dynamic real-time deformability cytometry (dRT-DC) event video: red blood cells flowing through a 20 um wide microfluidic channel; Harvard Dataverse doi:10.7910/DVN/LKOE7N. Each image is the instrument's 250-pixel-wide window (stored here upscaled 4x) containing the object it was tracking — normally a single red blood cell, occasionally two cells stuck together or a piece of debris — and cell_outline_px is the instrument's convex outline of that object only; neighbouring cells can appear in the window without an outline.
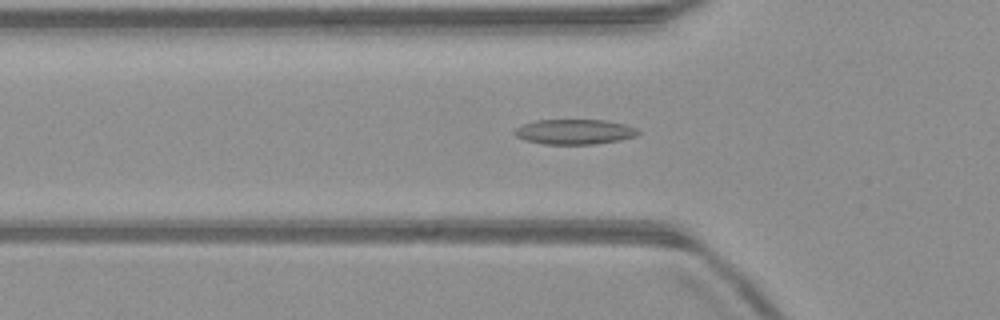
{"species": "common noctule bat (a hibernating species)", "species_latin": "Nyctalus noctula", "temperature_condition": "warm", "stored_images_in_passage": 47, "camera_frame_rate_fps": 3000, "um_per_image_px": 0.085, "animal": {"sex": "male", "body_mass_g": 23.1, "forearm_length_mm": 52.7}, "frame": {"image": 1, "passage_image": 17, "time_ms": 5.333, "image_size_px": [1000, 320], "cell_outline_px": [[640, 132], [636, 136], [620, 140], [592, 144], [544, 144], [524, 140], [516, 136], [512, 132], [516, 128], [524, 124], [536, 120], [608, 120], [624, 124], [636, 128]], "centroid_in_image_um": [48.83, 11.2], "position_along_channel_um": 77.0, "area_um2": 18.03}}
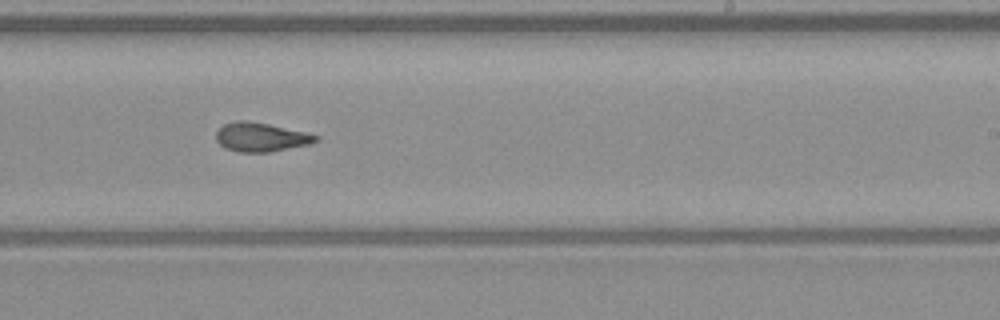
{"frame": {"image": 2, "passage_image": 31, "time_ms": 10.0, "image_size_px": [1000, 320], "cell_outline_px": [[320, 140], [308, 144], [268, 152], [240, 152], [224, 148], [216, 140], [216, 132], [224, 124], [236, 120], [248, 120], [268, 124], [304, 132], [320, 136]], "centroid_in_image_um": [22.15, 11.65], "position_along_channel_um": 266.8, "area_um2": 16.7}}
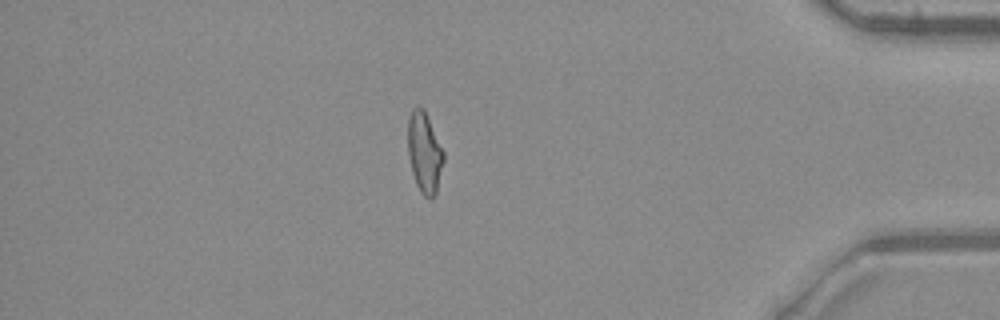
{"frame": {"image": 3, "passage_image": 44, "time_ms": 14.333, "image_size_px": [1000, 320], "cell_outline_px": [[444, 160], [436, 192], [432, 200], [428, 200], [420, 192], [416, 184], [412, 172], [408, 152], [408, 116], [412, 108], [416, 104], [424, 108], [444, 152]], "centroid_in_image_um": [36.07, 12.95], "position_along_channel_um": 399.1, "area_um2": 16.99}, "authors_computed_cell_mechanics": {"area_um2": 16.9354, "velocity_mm_per_s": 4.0483, "shape_relaxation_time_tau1_ms": null, "shape_relaxation_time_tau2_ms": 2.4139, "deformation_change_tau1": null, "deformation_change_tau2": 0.1018}}